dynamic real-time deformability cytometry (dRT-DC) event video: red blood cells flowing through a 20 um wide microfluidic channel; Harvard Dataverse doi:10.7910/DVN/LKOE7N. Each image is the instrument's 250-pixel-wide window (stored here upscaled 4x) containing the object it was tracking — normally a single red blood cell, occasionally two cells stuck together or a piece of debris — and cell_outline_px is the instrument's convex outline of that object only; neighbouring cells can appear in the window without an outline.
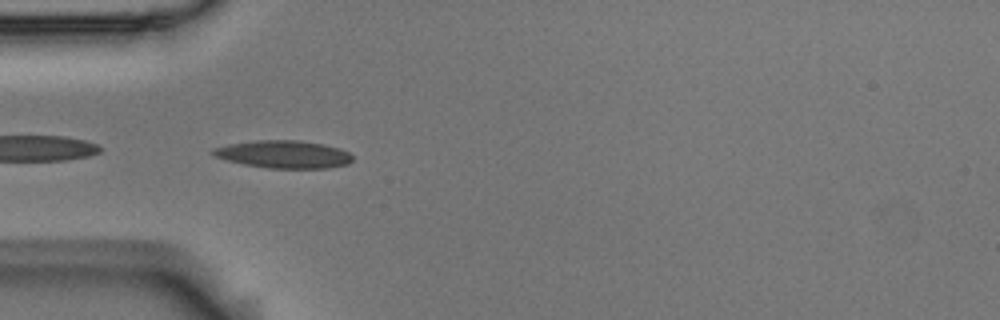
{"species": "Egyptian fruit bat (a non-hibernating species)", "species_latin": "Rousettus aegyptiacus", "temperature_condition": "room temperature", "stored_images_in_passage": 39, "camera_frame_rate_fps": 3000, "um_per_image_px": 0.085, "animal": {"sex": "male"}, "frame": {"image": 1, "passage_image": 1, "time_ms": 0.0, "image_size_px": [1000, 320], "cell_outline_px": [[352, 160], [348, 164], [328, 168], [268, 168], [244, 164], [228, 160], [216, 156], [212, 152], [212, 148], [232, 144], [256, 140], [300, 140], [320, 144], [336, 148], [348, 152], [352, 156]], "centroid_in_image_um": [24.12, 13.12], "position_along_channel_um": 60.9, "area_um2": 22.08}}
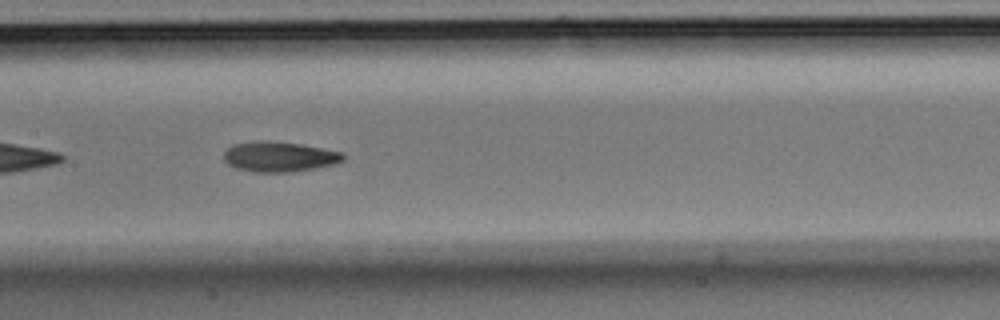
{"frame": {"image": 2, "passage_image": 11, "time_ms": 3.333, "image_size_px": [1000, 320], "cell_outline_px": [[344, 160], [332, 164], [292, 172], [252, 172], [236, 168], [228, 164], [224, 160], [224, 152], [232, 144], [300, 144], [340, 152], [344, 156]], "centroid_in_image_um": [23.73, 13.38], "position_along_channel_um": 183.7, "area_um2": 19.71}}
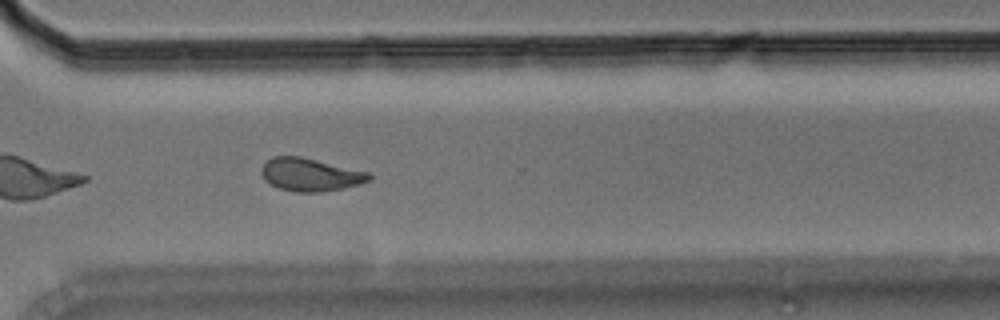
{"frame": {"image": 3, "passage_image": 24, "time_ms": 7.667, "image_size_px": [1000, 320], "cell_outline_px": [[372, 180], [360, 184], [344, 188], [320, 192], [296, 192], [280, 188], [264, 180], [260, 172], [260, 168], [272, 156], [300, 156], [368, 172], [372, 176]], "centroid_in_image_um": [26.37, 14.85], "position_along_channel_um": 344.2, "area_um2": 20.63}, "authors_computed_cell_mechanics": {"area_um2": 20.4612, "velocity_mm_per_s": 3.7152, "shape_relaxation_time_tau1_ms": 6.2456, "shape_relaxation_time_tau2_ms": 1.9995, "deformation_change_tau1": 0.1607, "deformation_change_tau2": 0.0903}}